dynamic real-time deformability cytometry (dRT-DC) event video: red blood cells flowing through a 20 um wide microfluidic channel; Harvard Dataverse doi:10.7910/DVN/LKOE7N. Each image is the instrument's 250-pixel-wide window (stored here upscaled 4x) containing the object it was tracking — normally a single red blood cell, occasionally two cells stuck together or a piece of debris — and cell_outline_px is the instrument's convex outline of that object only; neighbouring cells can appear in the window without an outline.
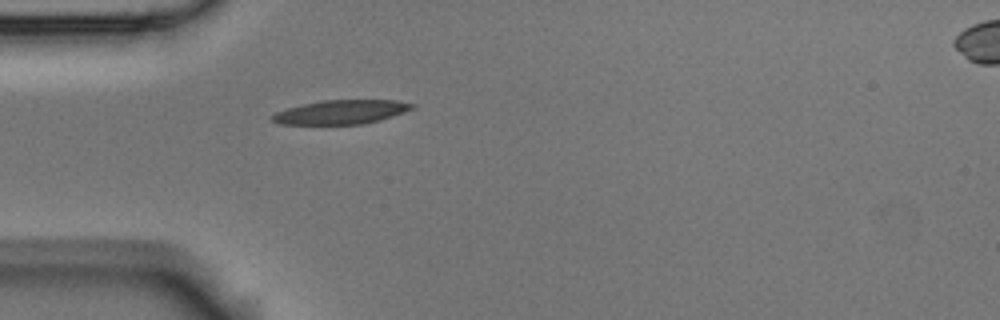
{"species": "Egyptian fruit bat (a non-hibernating species)", "species_latin": "Rousettus aegyptiacus", "temperature_condition": "room temperature", "stored_images_in_passage": 1, "camera_frame_rate_fps": 3000, "um_per_image_px": 0.085, "animal": {"sex": "male"}, "frame": {"image": 1, "passage_image": 1, "time_ms": 0.0, "image_size_px": [1000, 320], "cell_outline_px": [[416, 104], [412, 108], [404, 112], [380, 120], [360, 124], [280, 124], [272, 120], [272, 116], [276, 112], [288, 108], [304, 104], [324, 100], [396, 100]], "centroid_in_image_um": [29.02, 9.52], "position_along_channel_um": 56.0, "area_um2": 19.31}}